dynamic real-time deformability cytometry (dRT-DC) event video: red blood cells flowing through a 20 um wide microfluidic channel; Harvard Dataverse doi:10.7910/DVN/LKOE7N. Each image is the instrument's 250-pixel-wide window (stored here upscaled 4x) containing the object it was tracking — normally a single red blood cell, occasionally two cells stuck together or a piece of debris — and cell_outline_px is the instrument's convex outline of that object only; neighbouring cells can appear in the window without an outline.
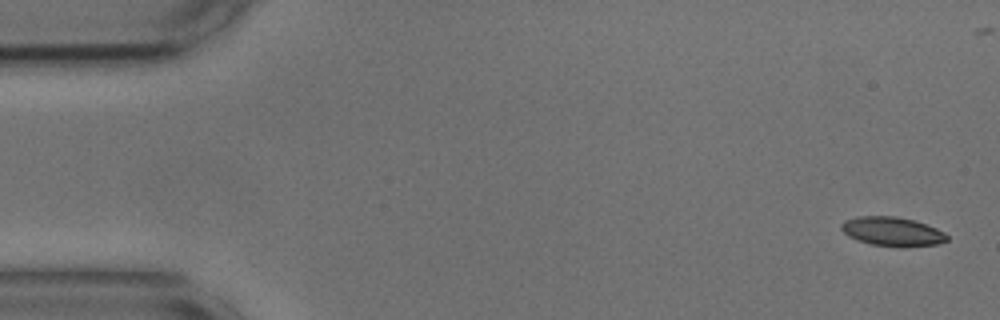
{"species": "common noctule bat (a hibernating species)", "species_latin": "Nyctalus noctula", "temperature_condition": "cold", "stored_images_in_passage": 38, "camera_frame_rate_fps": 3000, "um_per_image_px": 0.085, "animal": {"sex": "male", "body_mass_g": 17.9, "forearm_length_mm": 54.2}, "frame": {"image": 1, "passage_image": 1, "time_ms": 0.0, "image_size_px": [1000, 320], "cell_outline_px": [[948, 240], [940, 244], [904, 248], [896, 248], [872, 244], [856, 240], [848, 236], [840, 228], [840, 224], [844, 220], [856, 216], [896, 216], [912, 220], [936, 228], [944, 232], [948, 236]], "centroid_in_image_um": [75.84, 19.7], "position_along_channel_um": 9.2, "area_um2": 18.26}}
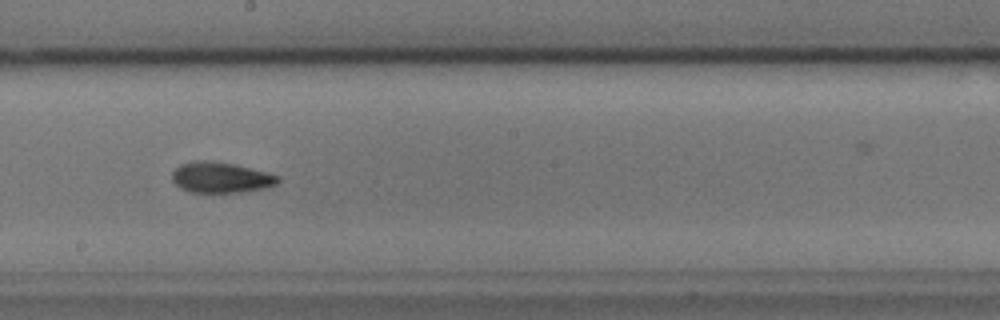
{"frame": {"image": 2, "passage_image": 29, "time_ms": 9.333, "image_size_px": [1000, 320], "cell_outline_px": [[280, 180], [276, 184], [264, 188], [240, 192], [188, 192], [180, 188], [172, 180], [172, 172], [180, 164], [196, 160], [212, 160], [236, 164], [268, 172], [280, 176]], "centroid_in_image_um": [18.77, 15.07], "position_along_channel_um": 229.4, "area_um2": 19.13}}
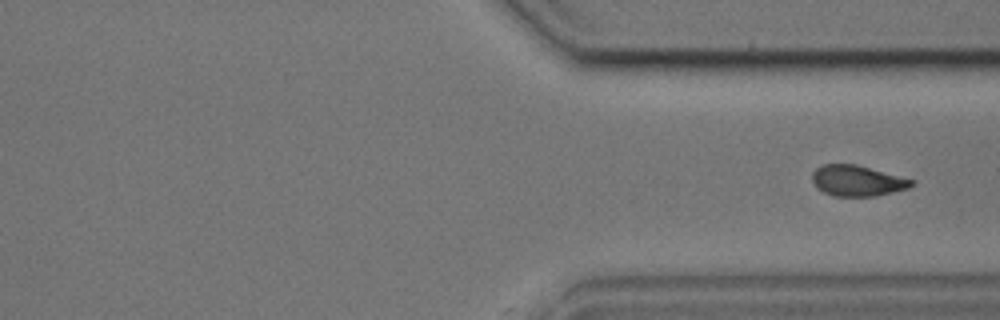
{"frame": {"image": 3, "passage_image": 38, "time_ms": 12.333, "image_size_px": [1000, 320], "cell_outline_px": [[916, 184], [908, 188], [876, 196], [836, 196], [824, 192], [816, 188], [812, 180], [812, 172], [816, 168], [824, 164], [856, 164], [916, 180]], "centroid_in_image_um": [72.89, 15.36], "position_along_channel_um": 338.5, "area_um2": 17.92}}